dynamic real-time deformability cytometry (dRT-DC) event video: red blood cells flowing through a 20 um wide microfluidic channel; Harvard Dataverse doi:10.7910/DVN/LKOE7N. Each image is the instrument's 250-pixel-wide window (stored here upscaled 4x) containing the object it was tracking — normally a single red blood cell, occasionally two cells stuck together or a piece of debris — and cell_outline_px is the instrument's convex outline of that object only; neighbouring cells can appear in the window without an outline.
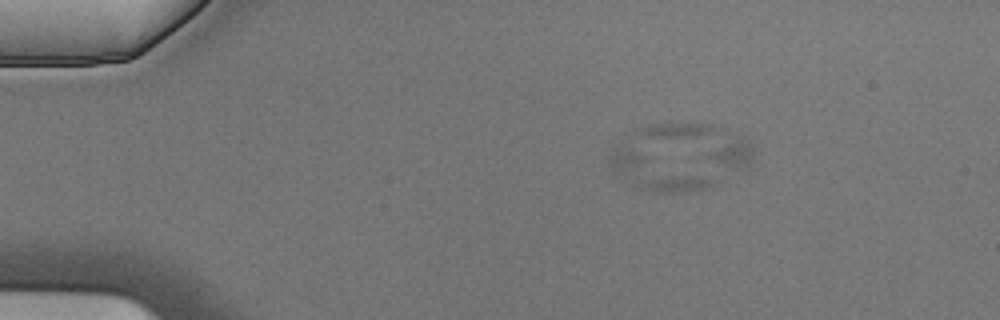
{"species": "Egyptian fruit bat (a non-hibernating species)", "species_latin": "Rousettus aegyptiacus", "temperature_condition": "cold", "stored_images_in_passage": 5, "camera_frame_rate_fps": 3000, "um_per_image_px": 0.085, "animal": {"sex": "male"}, "frame": {"image": 1, "passage_image": 3, "time_ms": 0.667, "image_size_px": [1000, 320], "cell_outline_px": [[716, 180], [712, 188], [696, 192], [660, 192], [640, 188], [612, 180], [608, 164], [608, 160], [612, 148], [632, 148]], "centroid_in_image_um": [55.6, 14.7], "position_along_channel_um": 29.4, "area_um2": 21.5}}